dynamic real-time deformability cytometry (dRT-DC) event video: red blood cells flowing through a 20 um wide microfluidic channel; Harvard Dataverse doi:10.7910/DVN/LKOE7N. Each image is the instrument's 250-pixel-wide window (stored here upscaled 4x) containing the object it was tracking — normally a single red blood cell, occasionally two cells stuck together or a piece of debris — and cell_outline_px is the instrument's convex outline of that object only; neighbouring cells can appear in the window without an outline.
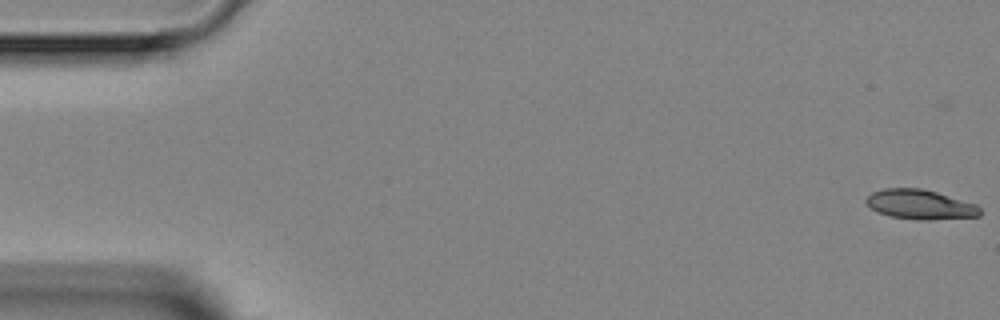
{"species": "Egyptian fruit bat (a non-hibernating species)", "species_latin": "Rousettus aegyptiacus", "temperature_condition": "room temperature", "stored_images_in_passage": 5, "camera_frame_rate_fps": 3000, "um_per_image_px": 0.085, "animal": {"sex": "female"}, "frame": {"image": 1, "passage_image": 1, "time_ms": 0.0, "image_size_px": [1000, 320], "cell_outline_px": [[980, 216], [932, 220], [916, 220], [888, 216], [876, 212], [864, 200], [872, 192], [884, 188], [920, 188], [936, 192], [976, 204], [980, 208]], "centroid_in_image_um": [78.19, 17.39], "position_along_channel_um": 6.8, "area_um2": 19.71}}
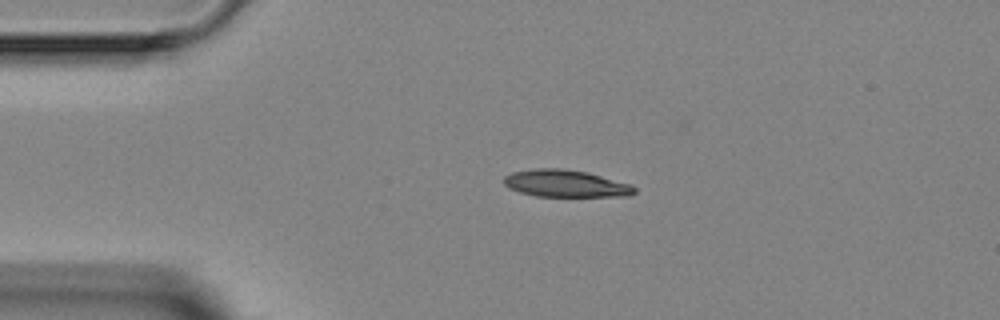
{"frame": {"image": 2, "passage_image": 4, "time_ms": 3.333, "image_size_px": [1000, 320], "cell_outline_px": [[636, 192], [628, 196], [536, 196], [520, 192], [508, 188], [504, 184], [504, 176], [512, 172], [536, 168], [564, 168], [588, 172], [632, 184], [636, 188]], "centroid_in_image_um": [48.09, 15.59], "position_along_channel_um": 36.9, "area_um2": 20.81}}